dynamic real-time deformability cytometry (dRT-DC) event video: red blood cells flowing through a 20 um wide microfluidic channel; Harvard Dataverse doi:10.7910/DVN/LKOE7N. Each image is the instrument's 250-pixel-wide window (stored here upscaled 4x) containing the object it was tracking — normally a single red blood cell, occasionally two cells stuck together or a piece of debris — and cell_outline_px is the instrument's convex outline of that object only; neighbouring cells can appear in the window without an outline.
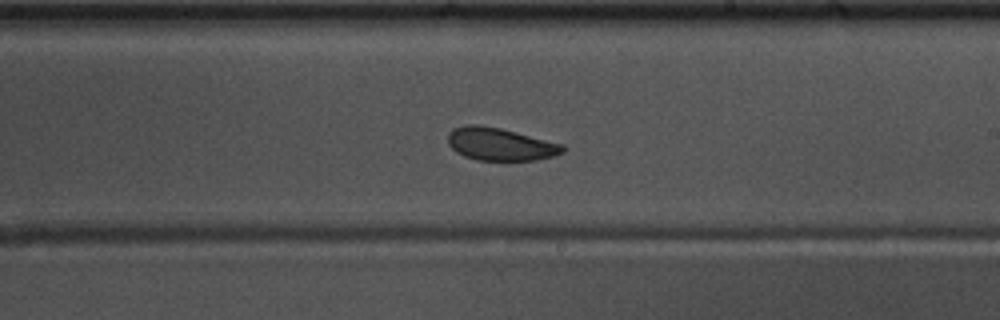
{"species": "common noctule bat (a hibernating species)", "species_latin": "Nyctalus noctula", "temperature_condition": "warm", "stored_images_in_passage": 56, "camera_frame_rate_fps": 3000, "um_per_image_px": 0.085, "animal": {"sex": "male", "body_mass_g": 17.5, "forearm_length_mm": 52.3}, "frame": {"image": 1, "passage_image": 33, "time_ms": 10.667, "image_size_px": [1000, 320], "cell_outline_px": [[564, 152], [552, 156], [536, 160], [476, 160], [464, 156], [456, 152], [448, 144], [448, 132], [452, 128], [464, 124], [476, 124], [500, 128], [564, 144]], "centroid_in_image_um": [42.48, 12.24], "position_along_channel_um": 246.5, "area_um2": 21.96}}
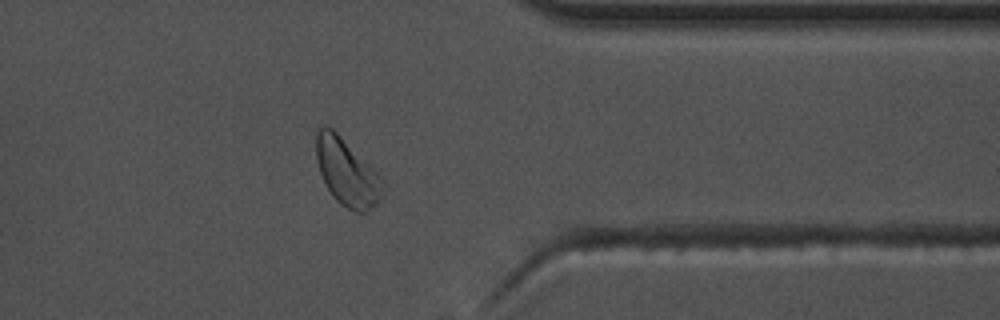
{"frame": {"image": 2, "passage_image": 45, "time_ms": 14.667, "image_size_px": [1000, 320], "cell_outline_px": [[384, 184], [380, 200], [364, 212], [356, 212], [340, 204], [332, 196], [320, 172], [316, 160], [316, 132], [324, 124], [332, 128], [380, 176]], "centroid_in_image_um": [29.46, 14.64], "position_along_channel_um": 381.9, "area_um2": 25.37}}
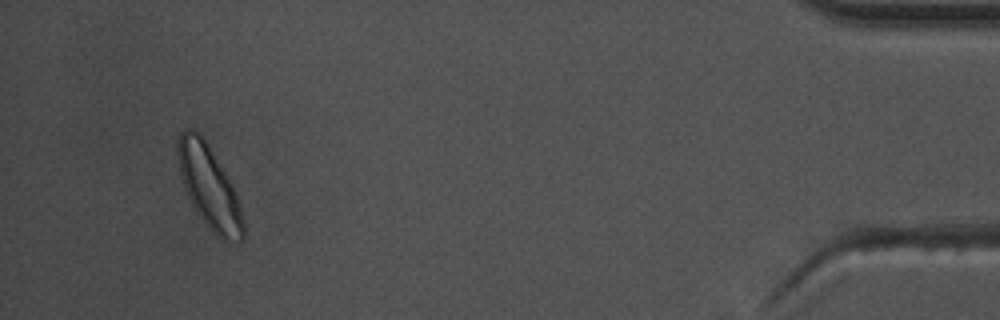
{"frame": {"image": 3, "passage_image": 53, "time_ms": 17.333, "image_size_px": [1000, 320], "cell_outline_px": [[244, 240], [240, 244], [220, 240], [208, 228], [196, 212], [184, 188], [180, 176], [176, 152], [176, 140], [180, 132], [184, 128], [192, 128], [200, 132], [232, 184], [240, 204], [244, 220]], "centroid_in_image_um": [17.77, 15.92], "position_along_channel_um": 417.4, "area_um2": 32.19}, "authors_computed_cell_mechanics": {"area_um2": 23.2356, "velocity_mm_per_s": 3.6351, "shape_relaxation_time_tau1_ms": 4.8797, "shape_relaxation_time_tau2_ms": 2.6775, "deformation_change_tau1": 0.1159, "deformation_change_tau2": 0.0749}}